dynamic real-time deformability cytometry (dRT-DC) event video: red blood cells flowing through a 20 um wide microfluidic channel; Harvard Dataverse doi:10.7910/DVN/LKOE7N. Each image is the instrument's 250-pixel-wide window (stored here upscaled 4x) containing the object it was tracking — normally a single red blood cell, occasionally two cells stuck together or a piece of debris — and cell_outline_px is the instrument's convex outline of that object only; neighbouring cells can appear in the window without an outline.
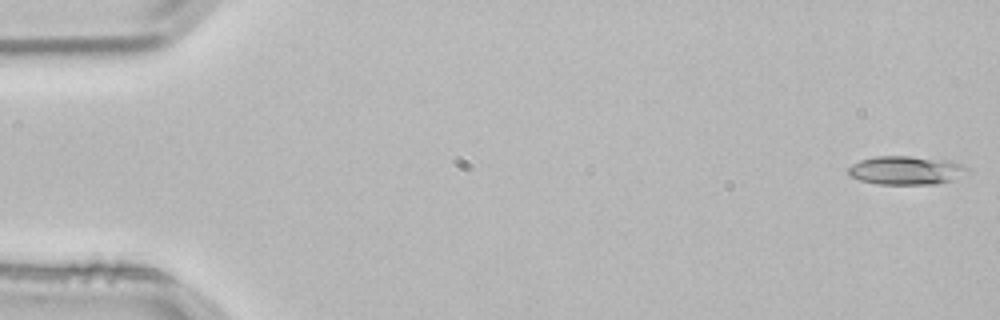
{"species": "common noctule bat (a hibernating species)", "species_latin": "Nyctalus noctula", "temperature_condition": "room temperature", "stored_images_in_passage": 4, "camera_frame_rate_fps": 3000, "um_per_image_px": 0.085, "animal": {"sex": "male", "body_mass_g": 21.5, "forearm_length_mm": 52.0}, "frame": {"image": 1, "passage_image": 1, "time_ms": 0.0, "image_size_px": [1000, 320], "cell_outline_px": [[968, 172], [952, 180], [936, 184], [876, 184], [860, 180], [848, 176], [848, 168], [852, 164], [860, 160], [876, 156], [912, 156], [952, 160], [968, 168]], "centroid_in_image_um": [77.0, 14.47], "position_along_channel_um": 8.0, "area_um2": 20.0}}
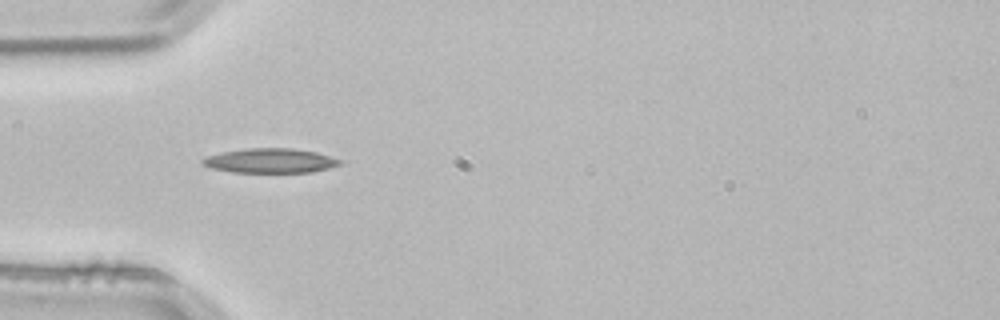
{"frame": {"image": 2, "passage_image": 4, "time_ms": 1.0, "image_size_px": [1000, 320], "cell_outline_px": [[344, 164], [312, 172], [232, 172], [212, 168], [204, 164], [200, 160], [208, 156], [224, 152], [244, 148], [292, 148], [316, 152], [344, 160]], "centroid_in_image_um": [23.04, 13.65], "position_along_channel_um": 62.0, "area_um2": 19.59}}